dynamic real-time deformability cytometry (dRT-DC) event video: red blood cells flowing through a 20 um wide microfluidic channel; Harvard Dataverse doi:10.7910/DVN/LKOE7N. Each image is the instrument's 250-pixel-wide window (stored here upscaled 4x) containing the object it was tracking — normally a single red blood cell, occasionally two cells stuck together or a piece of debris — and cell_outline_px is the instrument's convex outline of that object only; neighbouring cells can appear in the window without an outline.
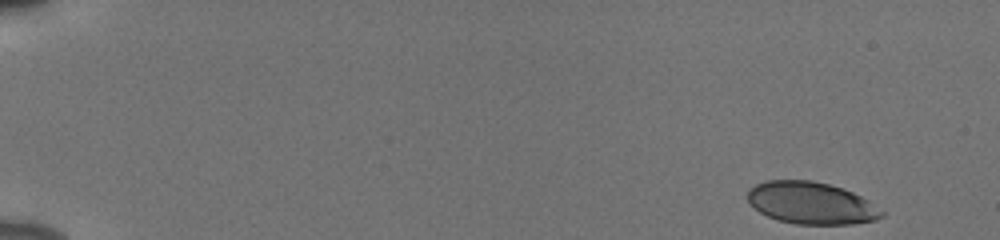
{"species": "human", "species_latin": "Homo sapiens", "temperature_condition": "cold", "stored_images_in_passage": 52, "camera_frame_rate_fps": 3000, "um_per_image_px": 0.085, "donor": {"sex": "male"}, "frame": {"image": 1, "passage_image": 1, "time_ms": 0.0, "image_size_px": [1000, 240], "cell_outline_px": [[884, 216], [876, 220], [852, 224], [796, 224], [780, 220], [768, 216], [760, 212], [748, 200], [748, 188], [756, 184], [768, 180], [812, 180], [828, 184], [852, 192], [868, 200], [884, 212]], "centroid_in_image_um": [68.96, 17.26], "position_along_channel_um": 16.0, "area_um2": 32.66}}
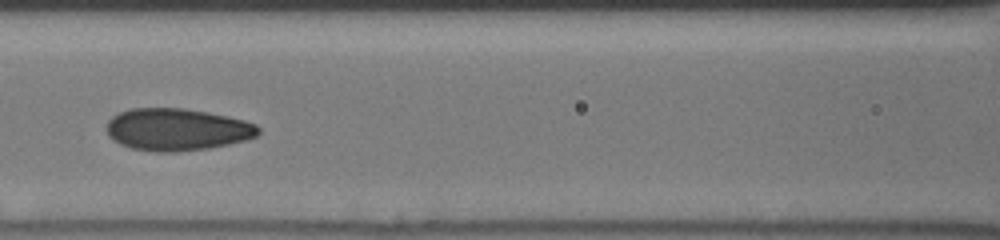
{"frame": {"image": 2, "passage_image": 24, "time_ms": 7.667, "image_size_px": [1000, 240], "cell_outline_px": [[260, 132], [256, 136], [244, 140], [228, 144], [208, 148], [176, 152], [156, 152], [132, 148], [120, 144], [112, 140], [108, 136], [108, 120], [112, 116], [120, 112], [132, 108], [184, 108], [208, 112], [228, 116], [244, 120], [256, 124], [260, 128]], "centroid_in_image_um": [15.05, 11.0], "position_along_channel_um": 151.6, "area_um2": 37.34}}
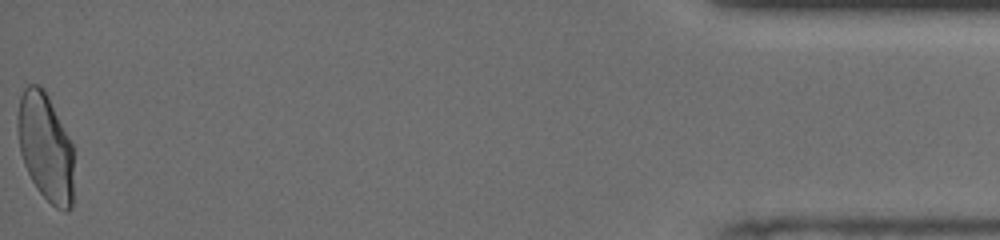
{"frame": {"image": 3, "passage_image": 52, "time_ms": 17.0, "image_size_px": [1000, 240], "cell_outline_px": [[72, 208], [68, 212], [64, 212], [56, 208], [36, 188], [24, 164], [20, 152], [16, 128], [16, 116], [20, 96], [24, 88], [28, 84], [40, 84], [44, 88], [72, 144]], "centroid_in_image_um": [3.83, 12.48], "position_along_channel_um": 431.4, "area_um2": 35.37}, "authors_computed_cell_mechanics": {"area_um2": 35.9227, "velocity_mm_per_s": 3.8514, "shape_relaxation_time_tau1_ms": 5.5606, "shape_relaxation_time_tau2_ms": 1.1362, "deformation_change_tau1": 0.1544, "deformation_change_tau2": 0.0549}}